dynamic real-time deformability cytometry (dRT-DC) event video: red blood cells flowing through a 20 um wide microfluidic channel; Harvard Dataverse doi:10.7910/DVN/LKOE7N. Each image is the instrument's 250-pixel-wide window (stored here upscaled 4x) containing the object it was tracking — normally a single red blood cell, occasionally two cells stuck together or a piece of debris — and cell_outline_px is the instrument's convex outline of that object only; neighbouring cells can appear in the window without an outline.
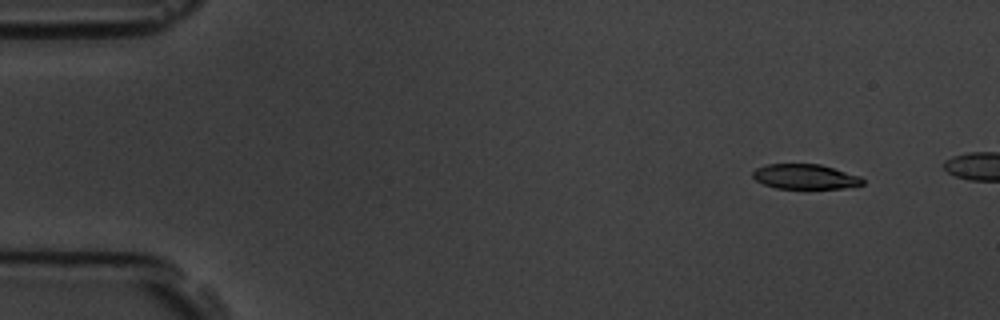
{"species": "common noctule bat (a hibernating species)", "species_latin": "Nyctalus noctula", "temperature_condition": "room temperature", "stored_images_in_passage": 3, "camera_frame_rate_fps": 3000, "um_per_image_px": 0.085, "animal": {"sex": "male", "body_mass_g": 19.5, "forearm_length_mm": 54.6}, "frame": {"image": 1, "passage_image": 3, "time_ms": 2.333, "image_size_px": [1000, 320], "cell_outline_px": [[864, 184], [844, 188], [776, 188], [764, 184], [756, 180], [752, 176], [752, 172], [756, 168], [768, 164], [820, 164], [860, 176], [864, 180]], "centroid_in_image_um": [68.43, 15.01], "position_along_channel_um": 16.6, "area_um2": 15.84}}